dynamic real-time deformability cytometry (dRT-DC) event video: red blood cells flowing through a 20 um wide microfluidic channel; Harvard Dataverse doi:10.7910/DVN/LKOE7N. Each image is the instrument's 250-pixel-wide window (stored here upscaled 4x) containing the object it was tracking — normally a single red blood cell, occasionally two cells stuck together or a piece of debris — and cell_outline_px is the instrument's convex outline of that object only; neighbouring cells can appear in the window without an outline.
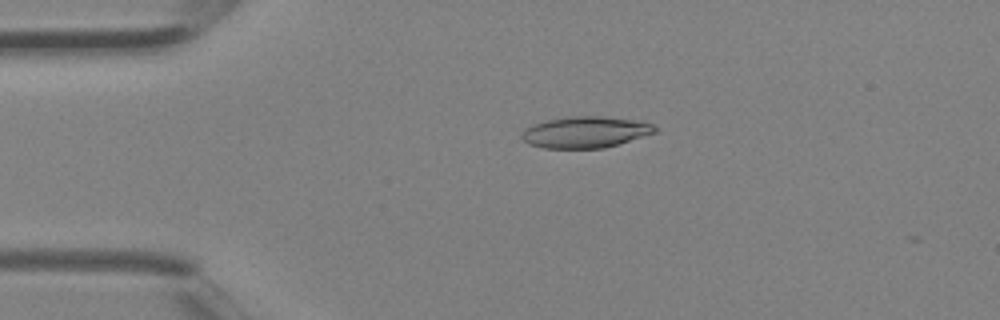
{"species": "Egyptian fruit bat (a non-hibernating species)", "species_latin": "Rousettus aegyptiacus", "temperature_condition": "room temperature", "stored_images_in_passage": 2, "camera_frame_rate_fps": 3000, "um_per_image_px": 0.085, "animal": {"sex": "female"}, "frame": {"image": 1, "passage_image": 1, "time_ms": 0.0, "image_size_px": [1000, 320], "cell_outline_px": [[656, 132], [604, 148], [544, 148], [528, 144], [520, 136], [524, 128], [532, 124], [544, 120], [568, 116], [604, 116], [644, 120], [652, 124], [656, 128]], "centroid_in_image_um": [49.74, 11.21], "position_along_channel_um": 35.3, "area_um2": 24.62}}
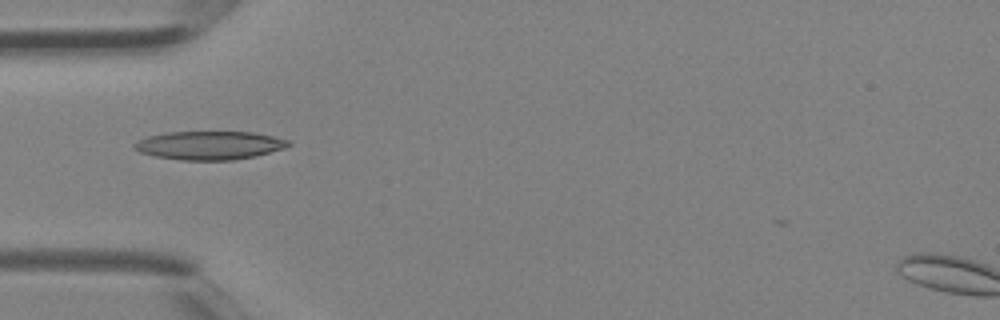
{"frame": {"image": 2, "passage_image": 2, "time_ms": 0.333, "image_size_px": [1000, 320], "cell_outline_px": [[292, 144], [284, 148], [256, 156], [232, 160], [180, 160], [156, 156], [140, 152], [132, 148], [132, 144], [136, 140], [148, 136], [168, 132], [252, 132], [272, 136], [288, 140]], "centroid_in_image_um": [17.77, 12.35], "position_along_channel_um": 67.2, "area_um2": 25.61}}